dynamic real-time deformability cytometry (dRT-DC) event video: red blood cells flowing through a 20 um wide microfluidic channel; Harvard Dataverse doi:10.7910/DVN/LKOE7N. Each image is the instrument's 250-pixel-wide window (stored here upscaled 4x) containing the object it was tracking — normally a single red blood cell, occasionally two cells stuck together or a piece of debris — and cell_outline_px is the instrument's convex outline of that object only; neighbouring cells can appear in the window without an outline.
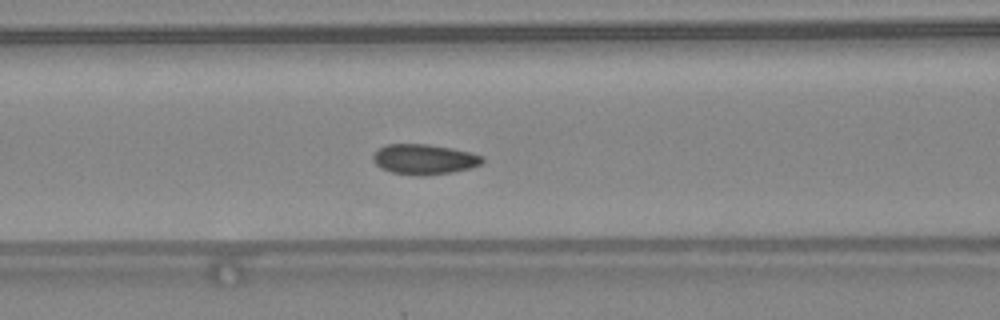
{"species": "common noctule bat (a hibernating species)", "species_latin": "Nyctalus noctula", "temperature_condition": "warm", "stored_images_in_passage": 49, "camera_frame_rate_fps": 3000, "um_per_image_px": 0.085, "animal": {"sex": "female", "body_mass_g": 24.6, "forearm_length_mm": 56.2}, "frame": {"image": 1, "passage_image": 21, "time_ms": 6.667, "image_size_px": [1000, 320], "cell_outline_px": [[484, 160], [480, 164], [472, 168], [452, 172], [424, 176], [416, 176], [392, 172], [380, 168], [372, 160], [372, 156], [376, 148], [388, 144], [428, 144], [452, 148], [472, 152], [484, 156]], "centroid_in_image_um": [36.05, 13.54], "position_along_channel_um": 130.6, "area_um2": 19.59}, "authors_computed_cell_mechanics": {"area_um2": 18.6694, "velocity_mm_per_s": 4.3284, "shape_relaxation_time_tau1_ms": 3.1453, "shape_relaxation_time_tau2_ms": null, "deformation_change_tau1": 0.0619, "deformation_change_tau2": null}}